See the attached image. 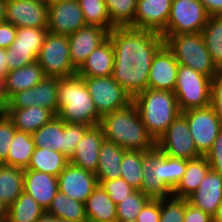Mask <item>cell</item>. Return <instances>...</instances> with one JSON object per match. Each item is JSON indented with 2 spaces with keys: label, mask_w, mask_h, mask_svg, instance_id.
<instances>
[{
  "label": "cell",
  "mask_w": 222,
  "mask_h": 222,
  "mask_svg": "<svg viewBox=\"0 0 222 222\" xmlns=\"http://www.w3.org/2000/svg\"><path fill=\"white\" fill-rule=\"evenodd\" d=\"M108 38L114 48L112 76L133 98L147 89L152 59L164 38L159 32L130 26L114 27Z\"/></svg>",
  "instance_id": "1"
},
{
  "label": "cell",
  "mask_w": 222,
  "mask_h": 222,
  "mask_svg": "<svg viewBox=\"0 0 222 222\" xmlns=\"http://www.w3.org/2000/svg\"><path fill=\"white\" fill-rule=\"evenodd\" d=\"M99 126L105 140L125 150L149 152L156 148V141L148 133L133 102L101 116Z\"/></svg>",
  "instance_id": "2"
},
{
  "label": "cell",
  "mask_w": 222,
  "mask_h": 222,
  "mask_svg": "<svg viewBox=\"0 0 222 222\" xmlns=\"http://www.w3.org/2000/svg\"><path fill=\"white\" fill-rule=\"evenodd\" d=\"M186 170V159L163 154L157 147L143 151L141 192L151 199L169 197Z\"/></svg>",
  "instance_id": "3"
},
{
  "label": "cell",
  "mask_w": 222,
  "mask_h": 222,
  "mask_svg": "<svg viewBox=\"0 0 222 222\" xmlns=\"http://www.w3.org/2000/svg\"><path fill=\"white\" fill-rule=\"evenodd\" d=\"M58 117L65 123L99 125L101 116L89 94L83 78L78 75L58 80Z\"/></svg>",
  "instance_id": "4"
},
{
  "label": "cell",
  "mask_w": 222,
  "mask_h": 222,
  "mask_svg": "<svg viewBox=\"0 0 222 222\" xmlns=\"http://www.w3.org/2000/svg\"><path fill=\"white\" fill-rule=\"evenodd\" d=\"M148 133L157 140L169 125L181 114L173 91L147 88L132 98Z\"/></svg>",
  "instance_id": "5"
},
{
  "label": "cell",
  "mask_w": 222,
  "mask_h": 222,
  "mask_svg": "<svg viewBox=\"0 0 222 222\" xmlns=\"http://www.w3.org/2000/svg\"><path fill=\"white\" fill-rule=\"evenodd\" d=\"M162 36L164 44L179 64L190 67L211 79L220 72L213 64L201 32Z\"/></svg>",
  "instance_id": "6"
},
{
  "label": "cell",
  "mask_w": 222,
  "mask_h": 222,
  "mask_svg": "<svg viewBox=\"0 0 222 222\" xmlns=\"http://www.w3.org/2000/svg\"><path fill=\"white\" fill-rule=\"evenodd\" d=\"M212 79L179 64L174 93L181 112L211 105Z\"/></svg>",
  "instance_id": "7"
},
{
  "label": "cell",
  "mask_w": 222,
  "mask_h": 222,
  "mask_svg": "<svg viewBox=\"0 0 222 222\" xmlns=\"http://www.w3.org/2000/svg\"><path fill=\"white\" fill-rule=\"evenodd\" d=\"M37 62L42 67L46 77H70L77 74V69L71 63L69 40L66 35L48 32L40 49Z\"/></svg>",
  "instance_id": "8"
},
{
  "label": "cell",
  "mask_w": 222,
  "mask_h": 222,
  "mask_svg": "<svg viewBox=\"0 0 222 222\" xmlns=\"http://www.w3.org/2000/svg\"><path fill=\"white\" fill-rule=\"evenodd\" d=\"M209 15L199 0H172L167 27L161 35L202 32Z\"/></svg>",
  "instance_id": "9"
},
{
  "label": "cell",
  "mask_w": 222,
  "mask_h": 222,
  "mask_svg": "<svg viewBox=\"0 0 222 222\" xmlns=\"http://www.w3.org/2000/svg\"><path fill=\"white\" fill-rule=\"evenodd\" d=\"M82 78L100 116L123 108L132 102V97L113 76Z\"/></svg>",
  "instance_id": "10"
},
{
  "label": "cell",
  "mask_w": 222,
  "mask_h": 222,
  "mask_svg": "<svg viewBox=\"0 0 222 222\" xmlns=\"http://www.w3.org/2000/svg\"><path fill=\"white\" fill-rule=\"evenodd\" d=\"M186 118L197 151L205 156L222 130V121L211 105L181 112Z\"/></svg>",
  "instance_id": "11"
},
{
  "label": "cell",
  "mask_w": 222,
  "mask_h": 222,
  "mask_svg": "<svg viewBox=\"0 0 222 222\" xmlns=\"http://www.w3.org/2000/svg\"><path fill=\"white\" fill-rule=\"evenodd\" d=\"M47 33V28H17L16 39L6 49L8 71L36 62Z\"/></svg>",
  "instance_id": "12"
},
{
  "label": "cell",
  "mask_w": 222,
  "mask_h": 222,
  "mask_svg": "<svg viewBox=\"0 0 222 222\" xmlns=\"http://www.w3.org/2000/svg\"><path fill=\"white\" fill-rule=\"evenodd\" d=\"M156 147L165 155L186 160L202 155L197 151L186 118L180 114L157 140Z\"/></svg>",
  "instance_id": "13"
},
{
  "label": "cell",
  "mask_w": 222,
  "mask_h": 222,
  "mask_svg": "<svg viewBox=\"0 0 222 222\" xmlns=\"http://www.w3.org/2000/svg\"><path fill=\"white\" fill-rule=\"evenodd\" d=\"M58 77H45L32 88L20 91L12 95L4 109H22L30 106H39L58 115Z\"/></svg>",
  "instance_id": "14"
},
{
  "label": "cell",
  "mask_w": 222,
  "mask_h": 222,
  "mask_svg": "<svg viewBox=\"0 0 222 222\" xmlns=\"http://www.w3.org/2000/svg\"><path fill=\"white\" fill-rule=\"evenodd\" d=\"M85 25L78 0H57L48 4V32L69 36Z\"/></svg>",
  "instance_id": "15"
},
{
  "label": "cell",
  "mask_w": 222,
  "mask_h": 222,
  "mask_svg": "<svg viewBox=\"0 0 222 222\" xmlns=\"http://www.w3.org/2000/svg\"><path fill=\"white\" fill-rule=\"evenodd\" d=\"M5 21L17 28H47L48 4L40 0L6 1Z\"/></svg>",
  "instance_id": "16"
},
{
  "label": "cell",
  "mask_w": 222,
  "mask_h": 222,
  "mask_svg": "<svg viewBox=\"0 0 222 222\" xmlns=\"http://www.w3.org/2000/svg\"><path fill=\"white\" fill-rule=\"evenodd\" d=\"M98 184L95 173L84 170L70 162L58 175V191L83 203Z\"/></svg>",
  "instance_id": "17"
},
{
  "label": "cell",
  "mask_w": 222,
  "mask_h": 222,
  "mask_svg": "<svg viewBox=\"0 0 222 222\" xmlns=\"http://www.w3.org/2000/svg\"><path fill=\"white\" fill-rule=\"evenodd\" d=\"M109 31L97 25H85L68 36L71 63L77 70L108 39Z\"/></svg>",
  "instance_id": "18"
},
{
  "label": "cell",
  "mask_w": 222,
  "mask_h": 222,
  "mask_svg": "<svg viewBox=\"0 0 222 222\" xmlns=\"http://www.w3.org/2000/svg\"><path fill=\"white\" fill-rule=\"evenodd\" d=\"M178 66L173 53L164 44L152 59L147 88L174 92Z\"/></svg>",
  "instance_id": "19"
},
{
  "label": "cell",
  "mask_w": 222,
  "mask_h": 222,
  "mask_svg": "<svg viewBox=\"0 0 222 222\" xmlns=\"http://www.w3.org/2000/svg\"><path fill=\"white\" fill-rule=\"evenodd\" d=\"M172 0H137L134 28L161 33L166 27Z\"/></svg>",
  "instance_id": "20"
},
{
  "label": "cell",
  "mask_w": 222,
  "mask_h": 222,
  "mask_svg": "<svg viewBox=\"0 0 222 222\" xmlns=\"http://www.w3.org/2000/svg\"><path fill=\"white\" fill-rule=\"evenodd\" d=\"M187 199L190 204L214 218L222 202V174L210 169L199 188Z\"/></svg>",
  "instance_id": "21"
},
{
  "label": "cell",
  "mask_w": 222,
  "mask_h": 222,
  "mask_svg": "<svg viewBox=\"0 0 222 222\" xmlns=\"http://www.w3.org/2000/svg\"><path fill=\"white\" fill-rule=\"evenodd\" d=\"M105 137L99 125L91 126L82 137L69 162L84 170L96 173L99 152Z\"/></svg>",
  "instance_id": "22"
},
{
  "label": "cell",
  "mask_w": 222,
  "mask_h": 222,
  "mask_svg": "<svg viewBox=\"0 0 222 222\" xmlns=\"http://www.w3.org/2000/svg\"><path fill=\"white\" fill-rule=\"evenodd\" d=\"M24 192L47 211L58 192V177L40 171L24 169Z\"/></svg>",
  "instance_id": "23"
},
{
  "label": "cell",
  "mask_w": 222,
  "mask_h": 222,
  "mask_svg": "<svg viewBox=\"0 0 222 222\" xmlns=\"http://www.w3.org/2000/svg\"><path fill=\"white\" fill-rule=\"evenodd\" d=\"M114 48L108 38L97 47L77 70L81 77H109L113 75Z\"/></svg>",
  "instance_id": "24"
},
{
  "label": "cell",
  "mask_w": 222,
  "mask_h": 222,
  "mask_svg": "<svg viewBox=\"0 0 222 222\" xmlns=\"http://www.w3.org/2000/svg\"><path fill=\"white\" fill-rule=\"evenodd\" d=\"M45 77L43 69L37 61L8 71L4 76L6 103L12 95L34 87Z\"/></svg>",
  "instance_id": "25"
},
{
  "label": "cell",
  "mask_w": 222,
  "mask_h": 222,
  "mask_svg": "<svg viewBox=\"0 0 222 222\" xmlns=\"http://www.w3.org/2000/svg\"><path fill=\"white\" fill-rule=\"evenodd\" d=\"M18 131L33 134L55 115L48 109L30 106L22 109H4Z\"/></svg>",
  "instance_id": "26"
},
{
  "label": "cell",
  "mask_w": 222,
  "mask_h": 222,
  "mask_svg": "<svg viewBox=\"0 0 222 222\" xmlns=\"http://www.w3.org/2000/svg\"><path fill=\"white\" fill-rule=\"evenodd\" d=\"M84 204L90 222H117V205L100 184Z\"/></svg>",
  "instance_id": "27"
},
{
  "label": "cell",
  "mask_w": 222,
  "mask_h": 222,
  "mask_svg": "<svg viewBox=\"0 0 222 222\" xmlns=\"http://www.w3.org/2000/svg\"><path fill=\"white\" fill-rule=\"evenodd\" d=\"M210 169L205 156L186 160L185 173L171 195L178 198H188L199 188L201 181Z\"/></svg>",
  "instance_id": "28"
},
{
  "label": "cell",
  "mask_w": 222,
  "mask_h": 222,
  "mask_svg": "<svg viewBox=\"0 0 222 222\" xmlns=\"http://www.w3.org/2000/svg\"><path fill=\"white\" fill-rule=\"evenodd\" d=\"M125 149L104 140L99 152L98 167L95 173L98 180H114L121 176V162Z\"/></svg>",
  "instance_id": "29"
},
{
  "label": "cell",
  "mask_w": 222,
  "mask_h": 222,
  "mask_svg": "<svg viewBox=\"0 0 222 222\" xmlns=\"http://www.w3.org/2000/svg\"><path fill=\"white\" fill-rule=\"evenodd\" d=\"M24 192V169L0 164V199L9 207Z\"/></svg>",
  "instance_id": "30"
},
{
  "label": "cell",
  "mask_w": 222,
  "mask_h": 222,
  "mask_svg": "<svg viewBox=\"0 0 222 222\" xmlns=\"http://www.w3.org/2000/svg\"><path fill=\"white\" fill-rule=\"evenodd\" d=\"M68 163L69 159L61 152L45 147H35L30 163L26 169L40 171L58 177Z\"/></svg>",
  "instance_id": "31"
},
{
  "label": "cell",
  "mask_w": 222,
  "mask_h": 222,
  "mask_svg": "<svg viewBox=\"0 0 222 222\" xmlns=\"http://www.w3.org/2000/svg\"><path fill=\"white\" fill-rule=\"evenodd\" d=\"M46 212L66 222H83L87 220L85 204L68 197L60 191L56 193L51 206Z\"/></svg>",
  "instance_id": "32"
},
{
  "label": "cell",
  "mask_w": 222,
  "mask_h": 222,
  "mask_svg": "<svg viewBox=\"0 0 222 222\" xmlns=\"http://www.w3.org/2000/svg\"><path fill=\"white\" fill-rule=\"evenodd\" d=\"M64 123L58 116H55L33 133L35 147H45L64 154Z\"/></svg>",
  "instance_id": "33"
},
{
  "label": "cell",
  "mask_w": 222,
  "mask_h": 222,
  "mask_svg": "<svg viewBox=\"0 0 222 222\" xmlns=\"http://www.w3.org/2000/svg\"><path fill=\"white\" fill-rule=\"evenodd\" d=\"M34 150L35 143L32 134L16 130L10 143L7 160L3 164L26 169Z\"/></svg>",
  "instance_id": "34"
},
{
  "label": "cell",
  "mask_w": 222,
  "mask_h": 222,
  "mask_svg": "<svg viewBox=\"0 0 222 222\" xmlns=\"http://www.w3.org/2000/svg\"><path fill=\"white\" fill-rule=\"evenodd\" d=\"M45 212L29 194L22 192L8 207L7 222H37Z\"/></svg>",
  "instance_id": "35"
},
{
  "label": "cell",
  "mask_w": 222,
  "mask_h": 222,
  "mask_svg": "<svg viewBox=\"0 0 222 222\" xmlns=\"http://www.w3.org/2000/svg\"><path fill=\"white\" fill-rule=\"evenodd\" d=\"M201 33L213 64L222 72V15L209 16Z\"/></svg>",
  "instance_id": "36"
},
{
  "label": "cell",
  "mask_w": 222,
  "mask_h": 222,
  "mask_svg": "<svg viewBox=\"0 0 222 222\" xmlns=\"http://www.w3.org/2000/svg\"><path fill=\"white\" fill-rule=\"evenodd\" d=\"M110 23L114 27H133L137 0H105Z\"/></svg>",
  "instance_id": "37"
},
{
  "label": "cell",
  "mask_w": 222,
  "mask_h": 222,
  "mask_svg": "<svg viewBox=\"0 0 222 222\" xmlns=\"http://www.w3.org/2000/svg\"><path fill=\"white\" fill-rule=\"evenodd\" d=\"M143 151L126 150L121 162V176L135 190H141Z\"/></svg>",
  "instance_id": "38"
},
{
  "label": "cell",
  "mask_w": 222,
  "mask_h": 222,
  "mask_svg": "<svg viewBox=\"0 0 222 222\" xmlns=\"http://www.w3.org/2000/svg\"><path fill=\"white\" fill-rule=\"evenodd\" d=\"M78 3L83 12L86 25H97L106 30L114 28L110 23L105 0H78Z\"/></svg>",
  "instance_id": "39"
},
{
  "label": "cell",
  "mask_w": 222,
  "mask_h": 222,
  "mask_svg": "<svg viewBox=\"0 0 222 222\" xmlns=\"http://www.w3.org/2000/svg\"><path fill=\"white\" fill-rule=\"evenodd\" d=\"M151 198L135 190L117 204V222L134 221Z\"/></svg>",
  "instance_id": "40"
},
{
  "label": "cell",
  "mask_w": 222,
  "mask_h": 222,
  "mask_svg": "<svg viewBox=\"0 0 222 222\" xmlns=\"http://www.w3.org/2000/svg\"><path fill=\"white\" fill-rule=\"evenodd\" d=\"M185 216V198L170 195L161 198V215L159 222H183Z\"/></svg>",
  "instance_id": "41"
},
{
  "label": "cell",
  "mask_w": 222,
  "mask_h": 222,
  "mask_svg": "<svg viewBox=\"0 0 222 222\" xmlns=\"http://www.w3.org/2000/svg\"><path fill=\"white\" fill-rule=\"evenodd\" d=\"M91 126L64 123V155L70 159L76 149V146Z\"/></svg>",
  "instance_id": "42"
},
{
  "label": "cell",
  "mask_w": 222,
  "mask_h": 222,
  "mask_svg": "<svg viewBox=\"0 0 222 222\" xmlns=\"http://www.w3.org/2000/svg\"><path fill=\"white\" fill-rule=\"evenodd\" d=\"M16 130L12 120L3 111L0 114V164L7 160L10 143L14 138Z\"/></svg>",
  "instance_id": "43"
},
{
  "label": "cell",
  "mask_w": 222,
  "mask_h": 222,
  "mask_svg": "<svg viewBox=\"0 0 222 222\" xmlns=\"http://www.w3.org/2000/svg\"><path fill=\"white\" fill-rule=\"evenodd\" d=\"M98 182L116 205L135 191V189L122 178L98 180Z\"/></svg>",
  "instance_id": "44"
},
{
  "label": "cell",
  "mask_w": 222,
  "mask_h": 222,
  "mask_svg": "<svg viewBox=\"0 0 222 222\" xmlns=\"http://www.w3.org/2000/svg\"><path fill=\"white\" fill-rule=\"evenodd\" d=\"M211 170L222 174V130L216 137L211 149L206 153Z\"/></svg>",
  "instance_id": "45"
},
{
  "label": "cell",
  "mask_w": 222,
  "mask_h": 222,
  "mask_svg": "<svg viewBox=\"0 0 222 222\" xmlns=\"http://www.w3.org/2000/svg\"><path fill=\"white\" fill-rule=\"evenodd\" d=\"M161 199H150L137 215L136 222H159Z\"/></svg>",
  "instance_id": "46"
},
{
  "label": "cell",
  "mask_w": 222,
  "mask_h": 222,
  "mask_svg": "<svg viewBox=\"0 0 222 222\" xmlns=\"http://www.w3.org/2000/svg\"><path fill=\"white\" fill-rule=\"evenodd\" d=\"M211 106L215 114L222 121V72L212 78L211 82Z\"/></svg>",
  "instance_id": "47"
},
{
  "label": "cell",
  "mask_w": 222,
  "mask_h": 222,
  "mask_svg": "<svg viewBox=\"0 0 222 222\" xmlns=\"http://www.w3.org/2000/svg\"><path fill=\"white\" fill-rule=\"evenodd\" d=\"M183 222H214L213 217L193 206L185 198V216Z\"/></svg>",
  "instance_id": "48"
},
{
  "label": "cell",
  "mask_w": 222,
  "mask_h": 222,
  "mask_svg": "<svg viewBox=\"0 0 222 222\" xmlns=\"http://www.w3.org/2000/svg\"><path fill=\"white\" fill-rule=\"evenodd\" d=\"M17 27L4 21L0 23V48L8 49L16 39Z\"/></svg>",
  "instance_id": "49"
},
{
  "label": "cell",
  "mask_w": 222,
  "mask_h": 222,
  "mask_svg": "<svg viewBox=\"0 0 222 222\" xmlns=\"http://www.w3.org/2000/svg\"><path fill=\"white\" fill-rule=\"evenodd\" d=\"M209 16L222 15V0H199Z\"/></svg>",
  "instance_id": "50"
},
{
  "label": "cell",
  "mask_w": 222,
  "mask_h": 222,
  "mask_svg": "<svg viewBox=\"0 0 222 222\" xmlns=\"http://www.w3.org/2000/svg\"><path fill=\"white\" fill-rule=\"evenodd\" d=\"M8 72L6 49L0 48V75L5 76Z\"/></svg>",
  "instance_id": "51"
},
{
  "label": "cell",
  "mask_w": 222,
  "mask_h": 222,
  "mask_svg": "<svg viewBox=\"0 0 222 222\" xmlns=\"http://www.w3.org/2000/svg\"><path fill=\"white\" fill-rule=\"evenodd\" d=\"M6 105L4 76L0 75V106L4 109Z\"/></svg>",
  "instance_id": "52"
},
{
  "label": "cell",
  "mask_w": 222,
  "mask_h": 222,
  "mask_svg": "<svg viewBox=\"0 0 222 222\" xmlns=\"http://www.w3.org/2000/svg\"><path fill=\"white\" fill-rule=\"evenodd\" d=\"M8 206L0 199V222H7Z\"/></svg>",
  "instance_id": "53"
},
{
  "label": "cell",
  "mask_w": 222,
  "mask_h": 222,
  "mask_svg": "<svg viewBox=\"0 0 222 222\" xmlns=\"http://www.w3.org/2000/svg\"><path fill=\"white\" fill-rule=\"evenodd\" d=\"M37 222H66L63 221L62 219H59L53 215L48 214L47 212H45L39 219Z\"/></svg>",
  "instance_id": "54"
},
{
  "label": "cell",
  "mask_w": 222,
  "mask_h": 222,
  "mask_svg": "<svg viewBox=\"0 0 222 222\" xmlns=\"http://www.w3.org/2000/svg\"><path fill=\"white\" fill-rule=\"evenodd\" d=\"M5 9H6V1L0 0V23L5 21Z\"/></svg>",
  "instance_id": "55"
},
{
  "label": "cell",
  "mask_w": 222,
  "mask_h": 222,
  "mask_svg": "<svg viewBox=\"0 0 222 222\" xmlns=\"http://www.w3.org/2000/svg\"><path fill=\"white\" fill-rule=\"evenodd\" d=\"M214 222H222V202L220 203V206L218 207V211L213 218Z\"/></svg>",
  "instance_id": "56"
},
{
  "label": "cell",
  "mask_w": 222,
  "mask_h": 222,
  "mask_svg": "<svg viewBox=\"0 0 222 222\" xmlns=\"http://www.w3.org/2000/svg\"><path fill=\"white\" fill-rule=\"evenodd\" d=\"M41 2L50 4L51 2L57 1V0H40Z\"/></svg>",
  "instance_id": "57"
},
{
  "label": "cell",
  "mask_w": 222,
  "mask_h": 222,
  "mask_svg": "<svg viewBox=\"0 0 222 222\" xmlns=\"http://www.w3.org/2000/svg\"><path fill=\"white\" fill-rule=\"evenodd\" d=\"M4 111V109L0 106V114Z\"/></svg>",
  "instance_id": "58"
}]
</instances>
